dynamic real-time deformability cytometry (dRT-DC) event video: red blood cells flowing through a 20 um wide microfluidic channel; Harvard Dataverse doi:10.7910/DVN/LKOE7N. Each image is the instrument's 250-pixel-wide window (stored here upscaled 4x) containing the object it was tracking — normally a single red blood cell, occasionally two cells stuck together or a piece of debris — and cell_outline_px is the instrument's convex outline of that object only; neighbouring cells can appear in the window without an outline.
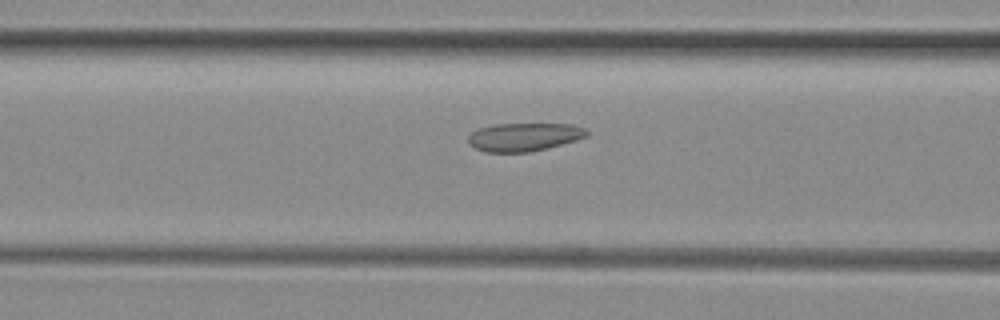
{"species": "common noctule bat (a hibernating species)", "species_latin": "Nyctalus noctula", "temperature_condition": "room temperature", "stored_images_in_passage": 30, "camera_frame_rate_fps": 3000, "um_per_image_px": 0.085, "animal": {"sex": "female", "body_mass_g": 29.2, "forearm_length_mm": 56.3}, "frame": {"image": 1, "passage_image": 8, "time_ms": 2.333, "image_size_px": [1000, 320], "cell_outline_px": [[588, 136], [576, 140], [548, 148], [528, 152], [484, 152], [476, 148], [468, 140], [468, 136], [472, 132], [480, 128], [496, 124], [572, 124], [584, 128], [588, 132]], "centroid_in_image_um": [44.57, 11.64], "position_along_channel_um": 122.0, "area_um2": 19.36}}
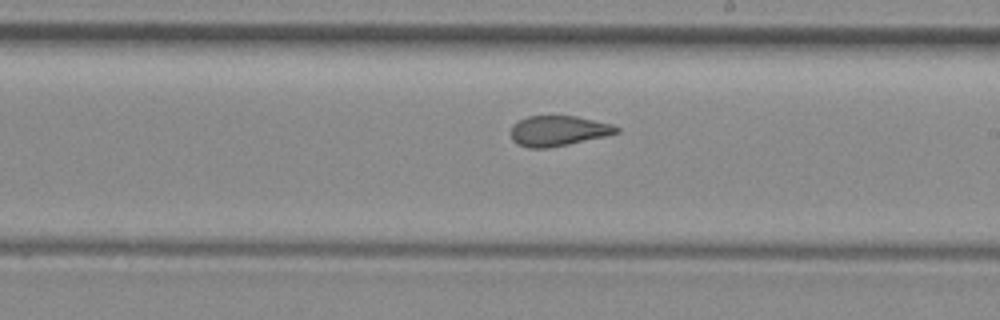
{"frame": {"image": 2, "passage_image": 17, "time_ms": 5.333, "image_size_px": [1000, 320], "cell_outline_px": [[620, 132], [608, 136], [548, 148], [528, 148], [516, 144], [512, 140], [512, 124], [528, 116], [576, 116], [612, 124], [620, 128]], "centroid_in_image_um": [47.47, 11.13], "position_along_channel_um": 241.5, "area_um2": 18.73}}
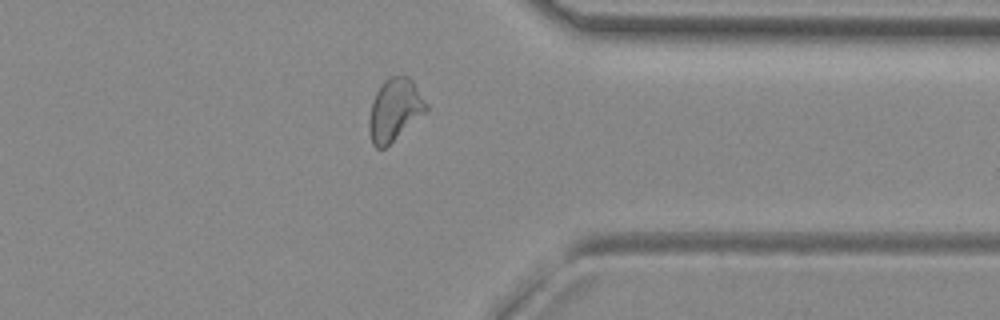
{"frame": {"image": 3, "passage_image": 28, "time_ms": 9.0, "image_size_px": [1000, 320], "cell_outline_px": [[428, 108], [424, 112], [384, 148], [376, 148], [372, 144], [368, 132], [368, 116], [372, 100], [380, 84], [388, 76], [408, 76], [412, 80], [428, 104]], "centroid_in_image_um": [33.49, 9.3], "position_along_channel_um": 377.9, "area_um2": 20.58}}